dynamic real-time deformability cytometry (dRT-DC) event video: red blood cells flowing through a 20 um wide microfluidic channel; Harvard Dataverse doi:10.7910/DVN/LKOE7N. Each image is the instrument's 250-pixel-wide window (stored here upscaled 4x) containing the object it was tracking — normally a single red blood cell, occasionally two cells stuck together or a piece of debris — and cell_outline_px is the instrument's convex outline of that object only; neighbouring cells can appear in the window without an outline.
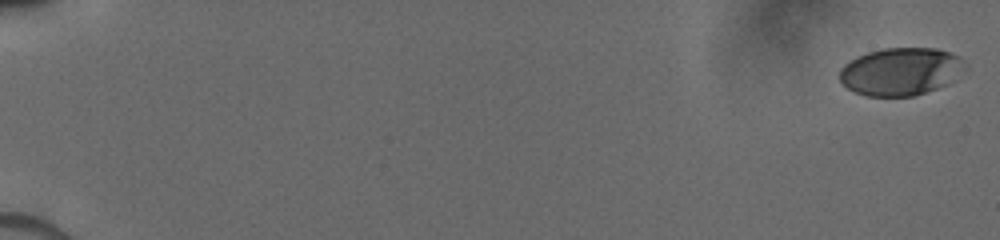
{"species": "human", "species_latin": "Homo sapiens", "temperature_condition": "cold", "stored_images_in_passage": 40, "camera_frame_rate_fps": 3000, "um_per_image_px": 0.085, "donor": {"sex": "male"}, "frame": {"image": 1, "passage_image": 1, "time_ms": 0.0, "image_size_px": [1000, 240], "cell_outline_px": [[960, 60], [948, 84], [912, 96], [868, 96], [856, 92], [848, 88], [840, 80], [840, 68], [844, 64], [856, 56], [868, 52], [884, 48], [936, 48], [960, 56]], "centroid_in_image_um": [76.41, 6.07], "position_along_channel_um": 8.6, "area_um2": 33.76}}
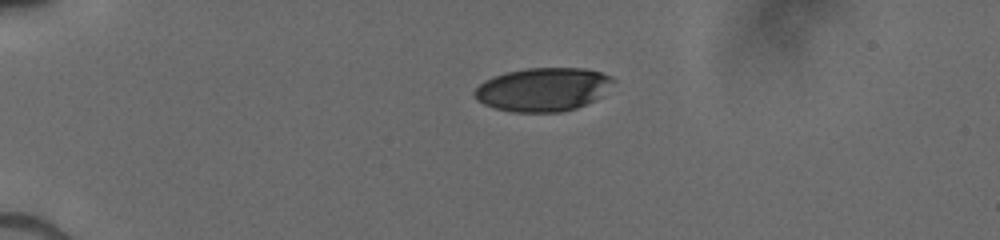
{"frame": {"image": 2, "passage_image": 33, "time_ms": 4.333, "image_size_px": [1000, 240], "cell_outline_px": [[616, 80], [600, 96], [576, 108], [560, 112], [512, 112], [496, 108], [484, 104], [476, 100], [472, 92], [484, 80], [492, 76], [508, 72], [528, 68], [584, 68], [600, 72], [612, 76]], "centroid_in_image_um": [46.13, 7.6], "position_along_channel_um": 38.9, "area_um2": 35.08}}